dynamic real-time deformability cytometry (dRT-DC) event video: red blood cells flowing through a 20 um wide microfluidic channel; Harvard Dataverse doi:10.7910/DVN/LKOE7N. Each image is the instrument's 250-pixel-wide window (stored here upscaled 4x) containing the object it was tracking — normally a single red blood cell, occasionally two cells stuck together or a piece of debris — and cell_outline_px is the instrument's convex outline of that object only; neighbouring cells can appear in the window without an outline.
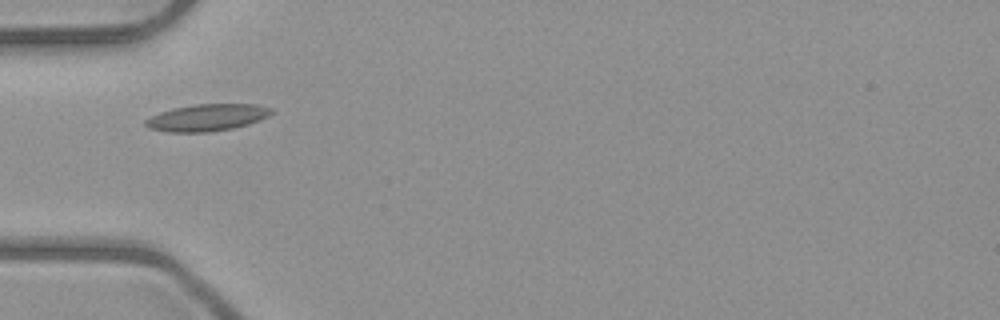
{"species": "common noctule bat (a hibernating species)", "species_latin": "Nyctalus noctula", "temperature_condition": "room temperature", "stored_images_in_passage": 1, "camera_frame_rate_fps": 3000, "um_per_image_px": 0.085, "animal": {"sex": "male", "body_mass_g": 23.1, "forearm_length_mm": 52.7}, "frame": {"image": 1, "passage_image": 1, "time_ms": 0.0, "image_size_px": [1000, 320], "cell_outline_px": [[272, 112], [268, 116], [260, 120], [248, 124], [232, 128], [208, 132], [168, 132], [148, 128], [144, 124], [144, 120], [160, 112], [172, 108], [196, 104], [256, 104], [272, 108]], "centroid_in_image_um": [17.58, 9.99], "position_along_channel_um": 67.4, "area_um2": 19.71}}